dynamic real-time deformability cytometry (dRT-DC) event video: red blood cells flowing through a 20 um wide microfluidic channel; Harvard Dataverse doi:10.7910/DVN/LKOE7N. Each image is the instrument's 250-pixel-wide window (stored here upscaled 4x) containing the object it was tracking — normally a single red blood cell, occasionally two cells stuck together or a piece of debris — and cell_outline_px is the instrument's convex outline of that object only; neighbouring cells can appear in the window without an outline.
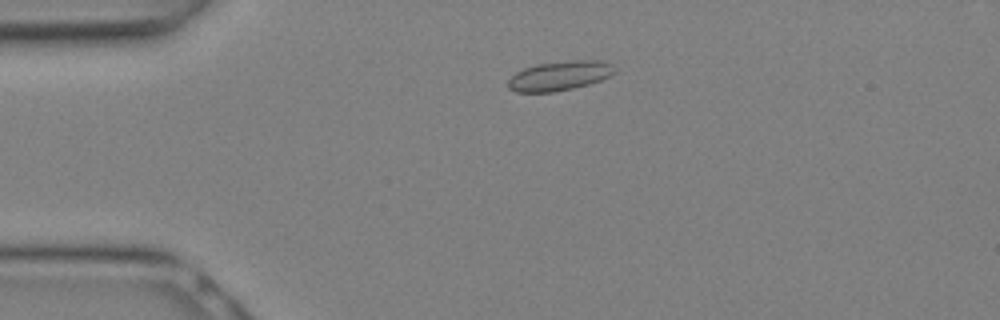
{"species": "Egyptian fruit bat (a non-hibernating species)", "species_latin": "Rousettus aegyptiacus", "temperature_condition": "warm", "stored_images_in_passage": 26, "camera_frame_rate_fps": 3000, "um_per_image_px": 0.085, "animal": {"sex": "female"}, "frame": {"image": 1, "passage_image": 5, "time_ms": 1.333, "image_size_px": [1000, 320], "cell_outline_px": [[616, 72], [600, 80], [588, 84], [572, 88], [552, 92], [516, 92], [508, 88], [508, 80], [516, 72], [524, 68], [536, 64], [572, 60], [600, 60], [612, 64]], "centroid_in_image_um": [47.55, 6.43], "position_along_channel_um": 37.5, "area_um2": 18.21}}
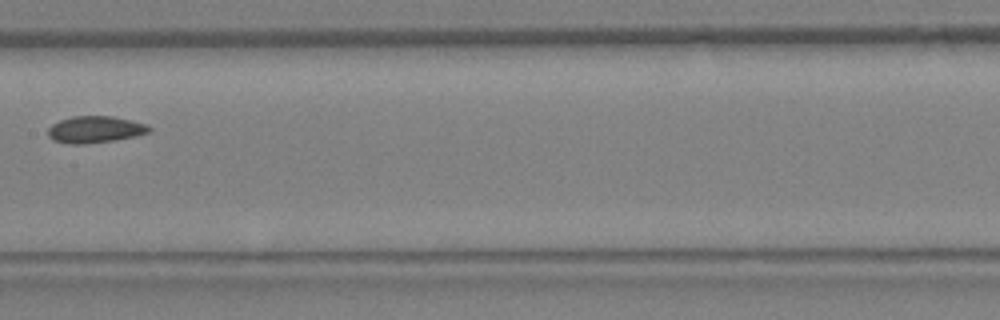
{"frame": {"image": 2, "passage_image": 13, "time_ms": 4.0, "image_size_px": [1000, 320], "cell_outline_px": [[152, 128], [148, 132], [136, 136], [116, 140], [88, 144], [72, 144], [52, 140], [48, 136], [48, 128], [52, 124], [60, 120], [72, 116], [112, 116], [148, 124]], "centroid_in_image_um": [8.08, 11.01], "position_along_channel_um": 199.3, "area_um2": 15.9}}
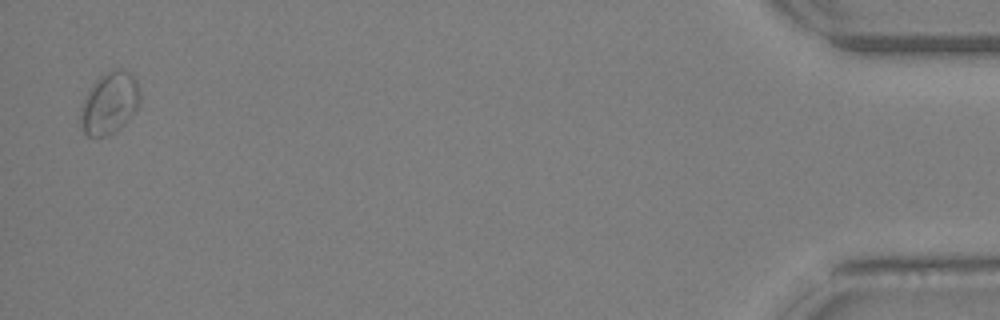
{"frame": {"image": 3, "passage_image": 26, "time_ms": 8.333, "image_size_px": [1000, 320], "cell_outline_px": [[140, 104], [136, 112], [124, 124], [108, 136], [88, 136], [84, 132], [80, 120], [80, 104], [96, 80], [100, 76], [116, 68], [120, 68], [128, 72], [136, 80], [140, 92]], "centroid_in_image_um": [9.32, 8.77], "position_along_channel_um": 425.9, "area_um2": 21.44}}